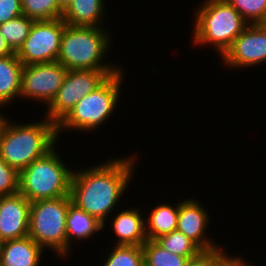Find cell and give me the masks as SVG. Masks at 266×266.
<instances>
[{"instance_id": "obj_1", "label": "cell", "mask_w": 266, "mask_h": 266, "mask_svg": "<svg viewBox=\"0 0 266 266\" xmlns=\"http://www.w3.org/2000/svg\"><path fill=\"white\" fill-rule=\"evenodd\" d=\"M131 155L109 158L93 167H76L73 171L70 188L72 203L101 222L103 229L112 211L116 213L120 199L134 178L139 158L137 153L136 156Z\"/></svg>"}, {"instance_id": "obj_2", "label": "cell", "mask_w": 266, "mask_h": 266, "mask_svg": "<svg viewBox=\"0 0 266 266\" xmlns=\"http://www.w3.org/2000/svg\"><path fill=\"white\" fill-rule=\"evenodd\" d=\"M110 35L114 36L108 27L66 25L57 61L68 70H103L111 76L123 67L107 62L113 40Z\"/></svg>"}, {"instance_id": "obj_3", "label": "cell", "mask_w": 266, "mask_h": 266, "mask_svg": "<svg viewBox=\"0 0 266 266\" xmlns=\"http://www.w3.org/2000/svg\"><path fill=\"white\" fill-rule=\"evenodd\" d=\"M32 122L10 120L0 139V157L18 172L44 156L60 140L57 126L46 116Z\"/></svg>"}, {"instance_id": "obj_4", "label": "cell", "mask_w": 266, "mask_h": 266, "mask_svg": "<svg viewBox=\"0 0 266 266\" xmlns=\"http://www.w3.org/2000/svg\"><path fill=\"white\" fill-rule=\"evenodd\" d=\"M202 2L193 13L192 42L198 47L212 46L221 57L249 23L226 0Z\"/></svg>"}, {"instance_id": "obj_5", "label": "cell", "mask_w": 266, "mask_h": 266, "mask_svg": "<svg viewBox=\"0 0 266 266\" xmlns=\"http://www.w3.org/2000/svg\"><path fill=\"white\" fill-rule=\"evenodd\" d=\"M125 69H121L115 74L109 76L94 91L84 96L69 113L56 125L58 139L62 132H94L98 127L101 128L105 122L114 116L115 110L118 109V103L122 98V83ZM113 114V115H112ZM65 130V131H64Z\"/></svg>"}, {"instance_id": "obj_6", "label": "cell", "mask_w": 266, "mask_h": 266, "mask_svg": "<svg viewBox=\"0 0 266 266\" xmlns=\"http://www.w3.org/2000/svg\"><path fill=\"white\" fill-rule=\"evenodd\" d=\"M57 144L19 172V190L30 202L70 196L74 167H68Z\"/></svg>"}, {"instance_id": "obj_7", "label": "cell", "mask_w": 266, "mask_h": 266, "mask_svg": "<svg viewBox=\"0 0 266 266\" xmlns=\"http://www.w3.org/2000/svg\"><path fill=\"white\" fill-rule=\"evenodd\" d=\"M71 196L32 201L29 213L28 236L46 252L67 259L66 220Z\"/></svg>"}, {"instance_id": "obj_8", "label": "cell", "mask_w": 266, "mask_h": 266, "mask_svg": "<svg viewBox=\"0 0 266 266\" xmlns=\"http://www.w3.org/2000/svg\"><path fill=\"white\" fill-rule=\"evenodd\" d=\"M66 25L62 18L34 21L16 52L18 59L23 65L56 62Z\"/></svg>"}, {"instance_id": "obj_9", "label": "cell", "mask_w": 266, "mask_h": 266, "mask_svg": "<svg viewBox=\"0 0 266 266\" xmlns=\"http://www.w3.org/2000/svg\"><path fill=\"white\" fill-rule=\"evenodd\" d=\"M108 77L103 70H68L57 95L46 106L44 116L57 125L84 96Z\"/></svg>"}, {"instance_id": "obj_10", "label": "cell", "mask_w": 266, "mask_h": 266, "mask_svg": "<svg viewBox=\"0 0 266 266\" xmlns=\"http://www.w3.org/2000/svg\"><path fill=\"white\" fill-rule=\"evenodd\" d=\"M67 71L58 61L23 65L19 98L48 106L62 86Z\"/></svg>"}, {"instance_id": "obj_11", "label": "cell", "mask_w": 266, "mask_h": 266, "mask_svg": "<svg viewBox=\"0 0 266 266\" xmlns=\"http://www.w3.org/2000/svg\"><path fill=\"white\" fill-rule=\"evenodd\" d=\"M220 59L234 70L266 64V24H249Z\"/></svg>"}, {"instance_id": "obj_12", "label": "cell", "mask_w": 266, "mask_h": 266, "mask_svg": "<svg viewBox=\"0 0 266 266\" xmlns=\"http://www.w3.org/2000/svg\"><path fill=\"white\" fill-rule=\"evenodd\" d=\"M183 200V201H182ZM179 200V212L177 231L185 234L202 251L213 250L221 244H215L211 237H208L207 227L210 221V214L202 202L190 198Z\"/></svg>"}, {"instance_id": "obj_13", "label": "cell", "mask_w": 266, "mask_h": 266, "mask_svg": "<svg viewBox=\"0 0 266 266\" xmlns=\"http://www.w3.org/2000/svg\"><path fill=\"white\" fill-rule=\"evenodd\" d=\"M31 202L21 193L0 197V241L18 239L29 234Z\"/></svg>"}, {"instance_id": "obj_14", "label": "cell", "mask_w": 266, "mask_h": 266, "mask_svg": "<svg viewBox=\"0 0 266 266\" xmlns=\"http://www.w3.org/2000/svg\"><path fill=\"white\" fill-rule=\"evenodd\" d=\"M110 218L109 226L116 237L114 245L143 246L147 241L146 225L143 210L136 206L126 207ZM145 217H144V216Z\"/></svg>"}, {"instance_id": "obj_15", "label": "cell", "mask_w": 266, "mask_h": 266, "mask_svg": "<svg viewBox=\"0 0 266 266\" xmlns=\"http://www.w3.org/2000/svg\"><path fill=\"white\" fill-rule=\"evenodd\" d=\"M44 249L29 236L1 242L2 266H39Z\"/></svg>"}, {"instance_id": "obj_16", "label": "cell", "mask_w": 266, "mask_h": 266, "mask_svg": "<svg viewBox=\"0 0 266 266\" xmlns=\"http://www.w3.org/2000/svg\"><path fill=\"white\" fill-rule=\"evenodd\" d=\"M105 0H72L62 19L69 26L106 27Z\"/></svg>"}, {"instance_id": "obj_17", "label": "cell", "mask_w": 266, "mask_h": 266, "mask_svg": "<svg viewBox=\"0 0 266 266\" xmlns=\"http://www.w3.org/2000/svg\"><path fill=\"white\" fill-rule=\"evenodd\" d=\"M101 231L104 232L101 222L71 203L68 208L66 220L67 257L71 256L70 253L72 251L70 250H73L71 247L73 246L71 245L72 243L75 245L79 241L82 243L83 240H89L90 238L92 240V237L95 234L98 235Z\"/></svg>"}, {"instance_id": "obj_18", "label": "cell", "mask_w": 266, "mask_h": 266, "mask_svg": "<svg viewBox=\"0 0 266 266\" xmlns=\"http://www.w3.org/2000/svg\"><path fill=\"white\" fill-rule=\"evenodd\" d=\"M23 64L16 53L0 57V106H8L20 97Z\"/></svg>"}, {"instance_id": "obj_19", "label": "cell", "mask_w": 266, "mask_h": 266, "mask_svg": "<svg viewBox=\"0 0 266 266\" xmlns=\"http://www.w3.org/2000/svg\"><path fill=\"white\" fill-rule=\"evenodd\" d=\"M173 205L161 202L150 210L145 218L147 240H155L177 229L179 202Z\"/></svg>"}, {"instance_id": "obj_20", "label": "cell", "mask_w": 266, "mask_h": 266, "mask_svg": "<svg viewBox=\"0 0 266 266\" xmlns=\"http://www.w3.org/2000/svg\"><path fill=\"white\" fill-rule=\"evenodd\" d=\"M34 20L25 15H20L10 21L0 24V33L10 49L16 53L27 36Z\"/></svg>"}, {"instance_id": "obj_21", "label": "cell", "mask_w": 266, "mask_h": 266, "mask_svg": "<svg viewBox=\"0 0 266 266\" xmlns=\"http://www.w3.org/2000/svg\"><path fill=\"white\" fill-rule=\"evenodd\" d=\"M144 262L148 266H186L190 258L171 253L163 249L154 240L143 244Z\"/></svg>"}, {"instance_id": "obj_22", "label": "cell", "mask_w": 266, "mask_h": 266, "mask_svg": "<svg viewBox=\"0 0 266 266\" xmlns=\"http://www.w3.org/2000/svg\"><path fill=\"white\" fill-rule=\"evenodd\" d=\"M101 266H142L144 251L142 246L112 245ZM109 254V255H108Z\"/></svg>"}, {"instance_id": "obj_23", "label": "cell", "mask_w": 266, "mask_h": 266, "mask_svg": "<svg viewBox=\"0 0 266 266\" xmlns=\"http://www.w3.org/2000/svg\"><path fill=\"white\" fill-rule=\"evenodd\" d=\"M163 249L184 257H196L202 250L185 234L177 230L154 240Z\"/></svg>"}, {"instance_id": "obj_24", "label": "cell", "mask_w": 266, "mask_h": 266, "mask_svg": "<svg viewBox=\"0 0 266 266\" xmlns=\"http://www.w3.org/2000/svg\"><path fill=\"white\" fill-rule=\"evenodd\" d=\"M22 13L34 21L60 19L63 10L56 0H21Z\"/></svg>"}, {"instance_id": "obj_25", "label": "cell", "mask_w": 266, "mask_h": 266, "mask_svg": "<svg viewBox=\"0 0 266 266\" xmlns=\"http://www.w3.org/2000/svg\"><path fill=\"white\" fill-rule=\"evenodd\" d=\"M249 24H266V0H226Z\"/></svg>"}, {"instance_id": "obj_26", "label": "cell", "mask_w": 266, "mask_h": 266, "mask_svg": "<svg viewBox=\"0 0 266 266\" xmlns=\"http://www.w3.org/2000/svg\"><path fill=\"white\" fill-rule=\"evenodd\" d=\"M201 251L196 257L190 258L186 266H227L235 257L226 253L225 247Z\"/></svg>"}, {"instance_id": "obj_27", "label": "cell", "mask_w": 266, "mask_h": 266, "mask_svg": "<svg viewBox=\"0 0 266 266\" xmlns=\"http://www.w3.org/2000/svg\"><path fill=\"white\" fill-rule=\"evenodd\" d=\"M19 190V172L0 157V197L13 195Z\"/></svg>"}, {"instance_id": "obj_28", "label": "cell", "mask_w": 266, "mask_h": 266, "mask_svg": "<svg viewBox=\"0 0 266 266\" xmlns=\"http://www.w3.org/2000/svg\"><path fill=\"white\" fill-rule=\"evenodd\" d=\"M20 15H23L21 0H0V24Z\"/></svg>"}, {"instance_id": "obj_29", "label": "cell", "mask_w": 266, "mask_h": 266, "mask_svg": "<svg viewBox=\"0 0 266 266\" xmlns=\"http://www.w3.org/2000/svg\"><path fill=\"white\" fill-rule=\"evenodd\" d=\"M14 54V52L10 49L4 37L0 33V57L9 56Z\"/></svg>"}, {"instance_id": "obj_30", "label": "cell", "mask_w": 266, "mask_h": 266, "mask_svg": "<svg viewBox=\"0 0 266 266\" xmlns=\"http://www.w3.org/2000/svg\"><path fill=\"white\" fill-rule=\"evenodd\" d=\"M3 108H6L5 106H0V110H4ZM5 114L0 112V139L4 133V130L10 121V119L7 116H4ZM7 117V118H6Z\"/></svg>"}, {"instance_id": "obj_31", "label": "cell", "mask_w": 266, "mask_h": 266, "mask_svg": "<svg viewBox=\"0 0 266 266\" xmlns=\"http://www.w3.org/2000/svg\"><path fill=\"white\" fill-rule=\"evenodd\" d=\"M240 255L236 256L230 261L227 266H250L251 263H248L246 260Z\"/></svg>"}, {"instance_id": "obj_32", "label": "cell", "mask_w": 266, "mask_h": 266, "mask_svg": "<svg viewBox=\"0 0 266 266\" xmlns=\"http://www.w3.org/2000/svg\"><path fill=\"white\" fill-rule=\"evenodd\" d=\"M58 6L64 11L72 0H56Z\"/></svg>"}]
</instances>
